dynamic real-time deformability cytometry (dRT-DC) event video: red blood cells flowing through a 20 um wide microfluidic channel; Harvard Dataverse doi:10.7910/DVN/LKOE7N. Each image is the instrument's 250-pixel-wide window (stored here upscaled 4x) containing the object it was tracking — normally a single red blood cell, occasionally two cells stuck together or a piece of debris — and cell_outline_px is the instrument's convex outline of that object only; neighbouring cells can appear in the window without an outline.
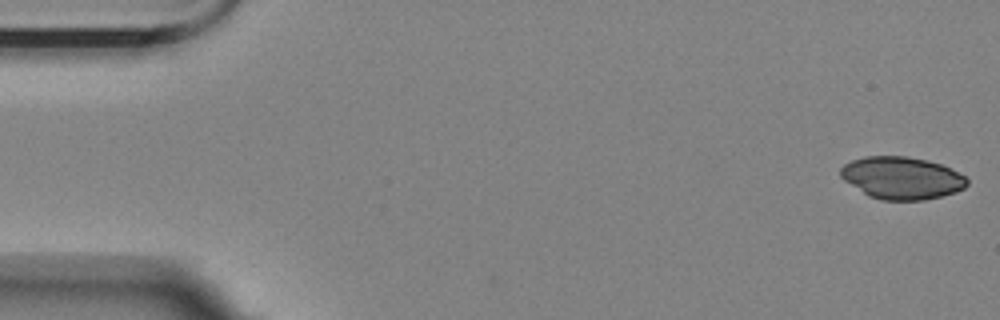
{"species": "Egyptian fruit bat (a non-hibernating species)", "species_latin": "Rousettus aegyptiacus", "temperature_condition": "room temperature", "stored_images_in_passage": 56, "camera_frame_rate_fps": 3000, "um_per_image_px": 0.085, "animal": {"sex": "female"}, "frame": {"image": 1, "passage_image": 1, "time_ms": 0.0, "image_size_px": [1000, 320], "cell_outline_px": [[968, 184], [964, 188], [956, 192], [924, 200], [880, 200], [868, 196], [844, 180], [840, 176], [840, 168], [844, 164], [852, 160], [864, 156], [904, 156], [928, 160], [940, 164], [964, 176], [968, 180]], "centroid_in_image_um": [76.62, 15.13], "position_along_channel_um": 8.4, "area_um2": 31.15}}
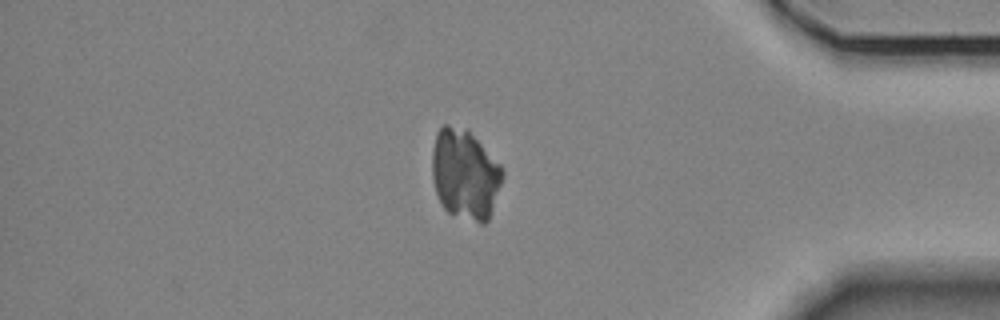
{"frame": {"image": 2, "passage_image": 48, "time_ms": 15.667, "image_size_px": [1000, 320], "cell_outline_px": [[504, 176], [488, 220], [484, 224], [480, 224], [448, 212], [444, 208], [436, 192], [432, 180], [432, 148], [436, 132], [444, 124], [448, 124], [468, 128], [504, 168]], "centroid_in_image_um": [39.53, 14.77], "position_along_channel_um": 395.7, "area_um2": 37.45}}
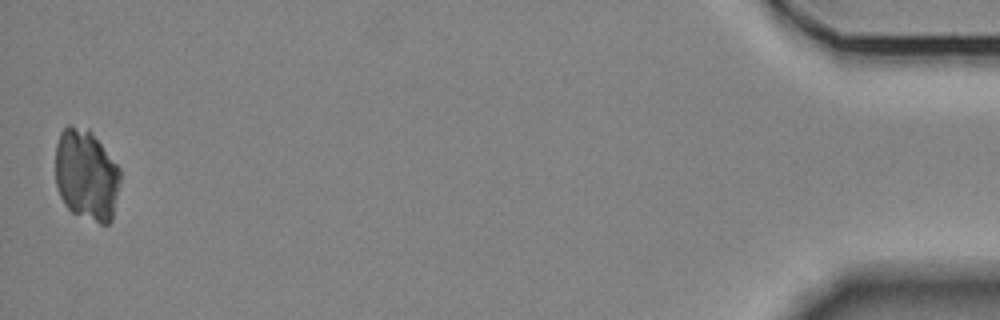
{"frame": {"image": 3, "passage_image": 56, "time_ms": 18.333, "image_size_px": [1000, 320], "cell_outline_px": [[120, 184], [112, 220], [108, 224], [100, 224], [72, 212], [64, 204], [60, 196], [56, 184], [56, 144], [60, 132], [68, 124], [88, 128], [92, 132], [120, 168]], "centroid_in_image_um": [7.34, 14.87], "position_along_channel_um": 427.9, "area_um2": 34.74}}